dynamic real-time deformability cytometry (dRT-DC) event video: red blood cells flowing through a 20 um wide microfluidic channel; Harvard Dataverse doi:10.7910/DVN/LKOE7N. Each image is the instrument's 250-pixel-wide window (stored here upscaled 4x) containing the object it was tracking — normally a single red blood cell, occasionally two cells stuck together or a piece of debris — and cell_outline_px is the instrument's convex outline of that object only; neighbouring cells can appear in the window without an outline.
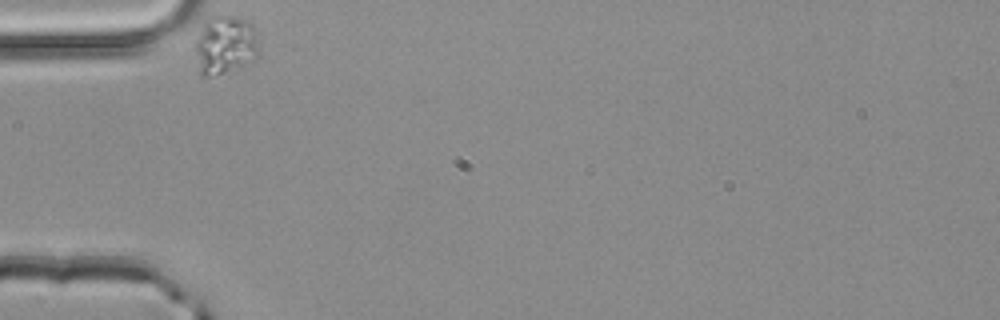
{"species": "common noctule bat (a hibernating species)", "species_latin": "Nyctalus noctula", "temperature_condition": "room temperature", "stored_images_in_passage": 1, "camera_frame_rate_fps": 3000, "um_per_image_px": 0.085, "animal": {"sex": "male", "body_mass_g": 20.4}, "frame": {"image": 1, "passage_image": 1, "time_ms": 0.0, "image_size_px": [1000, 320], "cell_outline_px": [[260, 48], [256, 56], [252, 60], [224, 72], [208, 76], [200, 76], [196, 52], [196, 40], [204, 24], [212, 16], [232, 16], [252, 20], [256, 32]], "centroid_in_image_um": [19.18, 3.78], "position_along_channel_um": 65.8, "area_um2": 21.5}}